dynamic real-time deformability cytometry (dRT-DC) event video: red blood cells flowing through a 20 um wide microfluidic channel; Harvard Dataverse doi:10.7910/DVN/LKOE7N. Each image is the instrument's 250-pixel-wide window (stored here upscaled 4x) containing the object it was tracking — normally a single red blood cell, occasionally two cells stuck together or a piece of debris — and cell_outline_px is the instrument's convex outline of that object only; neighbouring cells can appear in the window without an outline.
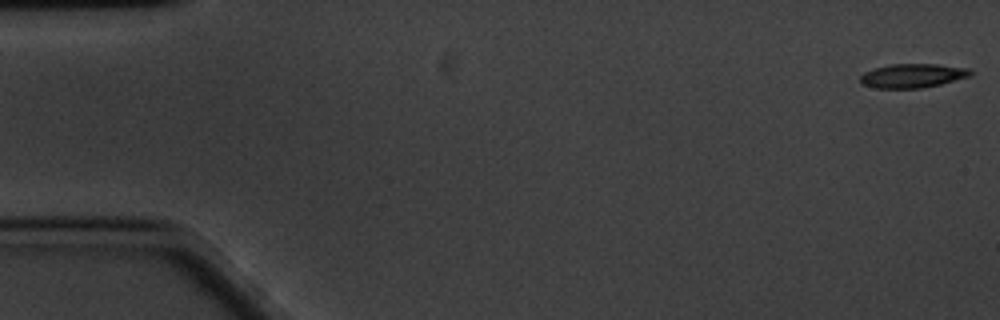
{"species": "common noctule bat (a hibernating species)", "species_latin": "Nyctalus noctula", "temperature_condition": "cold", "stored_images_in_passage": 59, "camera_frame_rate_fps": 3000, "um_per_image_px": 0.085, "animal": {"sex": "male", "body_mass_g": 20.1, "forearm_length_mm": 53.5}, "frame": {"image": 1, "passage_image": 1, "time_ms": 0.0, "image_size_px": [1000, 320], "cell_outline_px": [[972, 76], [940, 84], [920, 88], [876, 88], [860, 84], [860, 76], [864, 72], [888, 64], [936, 64], [968, 68], [972, 72]], "centroid_in_image_um": [77.56, 6.43], "position_along_channel_um": 7.4, "area_um2": 15.43}}
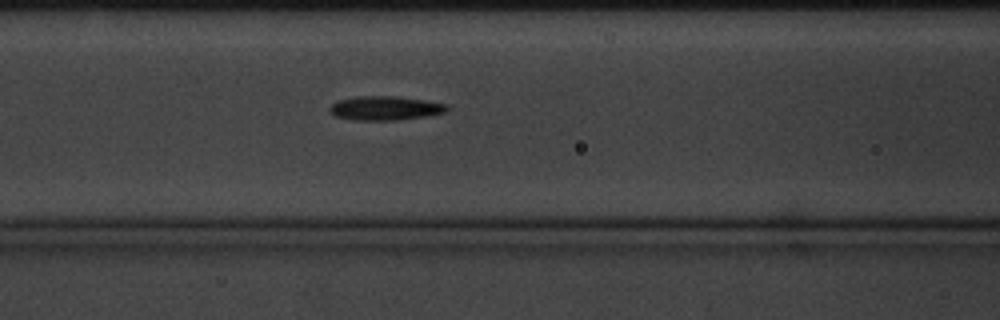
{"frame": {"image": 2, "passage_image": 24, "time_ms": 7.667, "image_size_px": [1000, 320], "cell_outline_px": [[448, 108], [444, 112], [424, 116], [396, 120], [356, 120], [336, 116], [328, 112], [328, 108], [336, 100], [356, 96], [396, 96], [424, 100], [444, 104]], "centroid_in_image_um": [32.64, 9.18], "position_along_channel_um": 134.0, "area_um2": 16.3}}
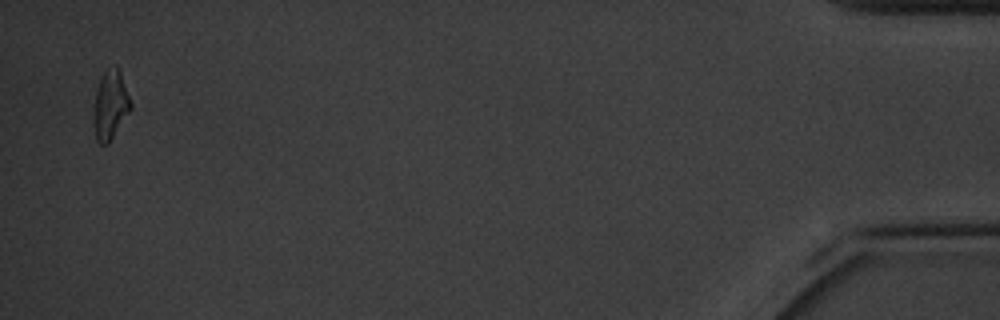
{"frame": {"image": 3, "passage_image": 58, "time_ms": 19.0, "image_size_px": [1000, 320], "cell_outline_px": [[132, 108], [108, 144], [100, 144], [96, 140], [92, 124], [92, 120], [96, 88], [104, 72], [116, 64], [120, 72], [132, 104]], "centroid_in_image_um": [9.36, 8.96], "position_along_channel_um": 425.8, "area_um2": 14.97}, "authors_computed_cell_mechanics": {"area_um2": 15.8372, "velocity_mm_per_s": 3.3525, "shape_relaxation_time_tau1_ms": 2.6871, "shape_relaxation_time_tau2_ms": 7.755, "deformation_change_tau1": 0.1278, "deformation_change_tau2": 0.167}}